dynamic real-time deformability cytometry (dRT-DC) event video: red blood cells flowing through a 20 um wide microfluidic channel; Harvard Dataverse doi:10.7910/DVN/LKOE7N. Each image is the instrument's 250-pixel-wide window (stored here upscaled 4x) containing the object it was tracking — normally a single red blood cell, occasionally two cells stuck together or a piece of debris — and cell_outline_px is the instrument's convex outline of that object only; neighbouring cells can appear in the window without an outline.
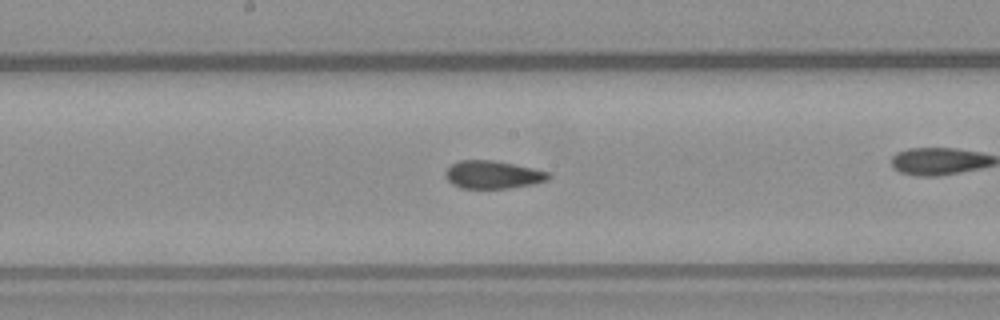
{"species": "common noctule bat (a hibernating species)", "species_latin": "Nyctalus noctula", "temperature_condition": "warm", "stored_images_in_passage": 26, "camera_frame_rate_fps": 3000, "um_per_image_px": 0.085, "animal": {"sex": "male", "body_mass_g": 23.1, "forearm_length_mm": 52.7}, "frame": {"image": 1, "passage_image": 12, "time_ms": 3.667, "image_size_px": [1000, 320], "cell_outline_px": [[552, 176], [548, 180], [532, 184], [508, 188], [460, 188], [452, 184], [444, 176], [444, 172], [452, 164], [460, 160], [492, 160], [552, 172]], "centroid_in_image_um": [41.9, 14.85], "position_along_channel_um": 206.3, "area_um2": 16.76}}
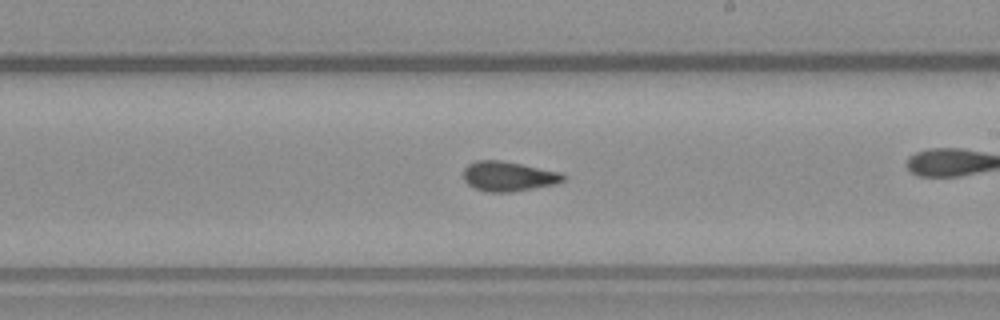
{"frame": {"image": 2, "passage_image": 15, "time_ms": 4.667, "image_size_px": [1000, 320], "cell_outline_px": [[568, 176], [564, 180], [556, 184], [512, 192], [488, 192], [476, 188], [468, 184], [464, 180], [464, 168], [468, 164], [476, 160], [500, 160], [560, 172]], "centroid_in_image_um": [43.22, 14.99], "position_along_channel_um": 245.8, "area_um2": 17.28}}